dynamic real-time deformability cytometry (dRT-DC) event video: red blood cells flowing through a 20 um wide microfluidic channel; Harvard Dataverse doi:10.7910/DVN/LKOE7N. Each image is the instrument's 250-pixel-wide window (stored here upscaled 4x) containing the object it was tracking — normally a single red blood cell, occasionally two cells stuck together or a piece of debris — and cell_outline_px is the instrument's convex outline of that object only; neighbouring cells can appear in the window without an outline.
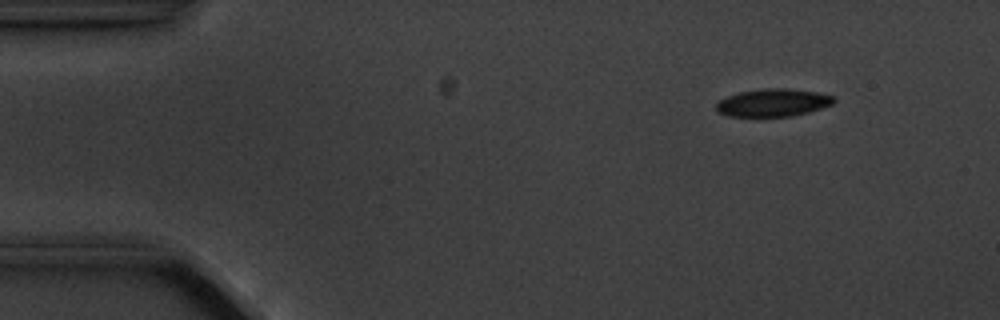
{"species": "common noctule bat (a hibernating species)", "species_latin": "Nyctalus noctula", "temperature_condition": "cold", "stored_images_in_passage": 3, "camera_frame_rate_fps": 3000, "um_per_image_px": 0.085, "animal": {"sex": "male", "body_mass_g": 20.1, "forearm_length_mm": 53.5}, "frame": {"image": 1, "passage_image": 1, "time_ms": 0.0, "image_size_px": [1000, 320], "cell_outline_px": [[836, 100], [832, 104], [808, 112], [792, 116], [728, 116], [720, 112], [716, 108], [716, 104], [720, 100], [728, 96], [740, 92], [764, 88], [788, 88], [816, 92], [832, 96]], "centroid_in_image_um": [65.71, 8.72], "position_along_channel_um": 19.3, "area_um2": 18.73}}